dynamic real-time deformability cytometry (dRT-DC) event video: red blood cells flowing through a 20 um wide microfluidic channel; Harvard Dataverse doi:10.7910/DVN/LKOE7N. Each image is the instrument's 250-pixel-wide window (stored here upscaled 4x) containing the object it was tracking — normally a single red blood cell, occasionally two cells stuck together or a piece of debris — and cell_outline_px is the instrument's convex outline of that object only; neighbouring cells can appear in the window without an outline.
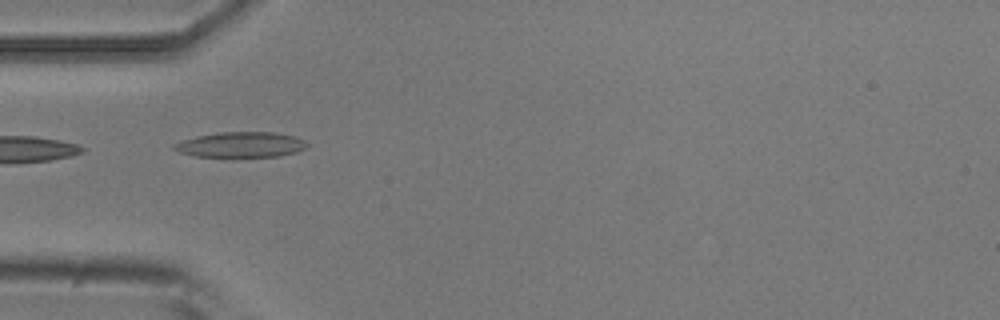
{"species": "common noctule bat (a hibernating species)", "species_latin": "Nyctalus noctula", "temperature_condition": "room temperature", "stored_images_in_passage": 5, "camera_frame_rate_fps": 3000, "um_per_image_px": 0.085, "animal": {"sex": "male", "body_mass_g": 20.5, "forearm_length_mm": 52.5}, "frame": {"image": 1, "passage_image": 1, "time_ms": 0.0, "image_size_px": [1000, 320], "cell_outline_px": [[308, 144], [304, 148], [296, 152], [280, 156], [196, 156], [180, 152], [172, 148], [172, 144], [180, 140], [196, 136], [220, 132], [276, 132], [296, 136], [304, 140]], "centroid_in_image_um": [20.47, 12.28], "position_along_channel_um": 64.5, "area_um2": 19.59}}